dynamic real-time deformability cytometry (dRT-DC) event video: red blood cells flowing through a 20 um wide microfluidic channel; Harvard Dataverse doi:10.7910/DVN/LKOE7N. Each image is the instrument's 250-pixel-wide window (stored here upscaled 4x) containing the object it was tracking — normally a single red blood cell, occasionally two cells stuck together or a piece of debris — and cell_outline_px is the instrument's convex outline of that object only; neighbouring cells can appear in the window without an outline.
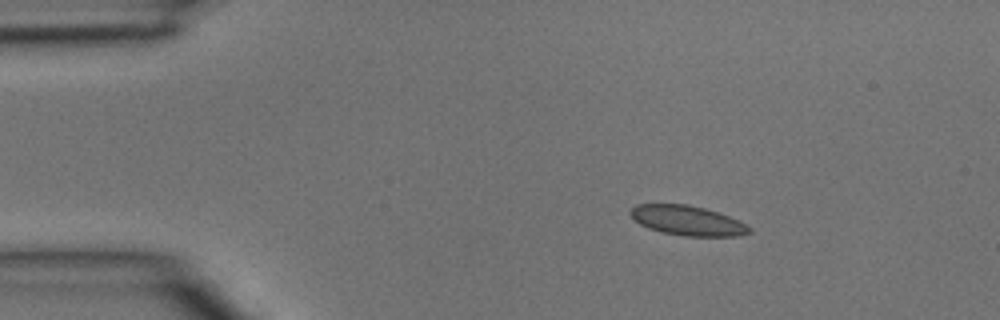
{"species": "common noctule bat (a hibernating species)", "species_latin": "Nyctalus noctula", "temperature_condition": "room temperature", "stored_images_in_passage": 2, "camera_frame_rate_fps": 3000, "um_per_image_px": 0.085, "animal": {"sex": "male", "body_mass_g": 15.6}, "frame": {"image": 1, "passage_image": 1, "time_ms": 0.0, "image_size_px": [1000, 320], "cell_outline_px": [[752, 232], [736, 236], [684, 236], [660, 232], [648, 228], [640, 224], [628, 212], [636, 204], [688, 204], [704, 208], [728, 216], [752, 228]], "centroid_in_image_um": [58.41, 18.75], "position_along_channel_um": 26.6, "area_um2": 20.46}}
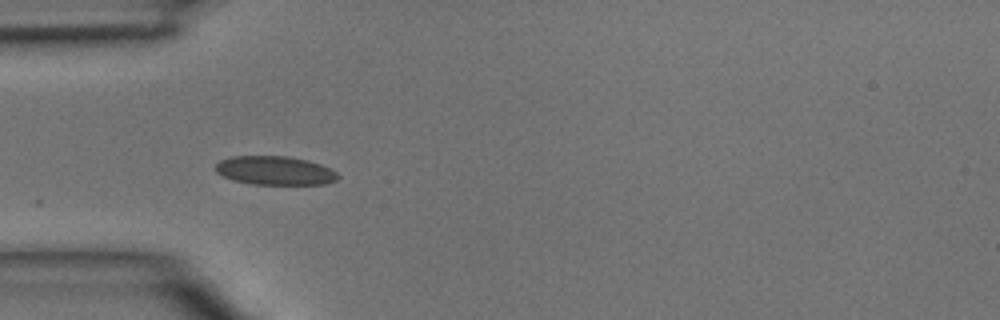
{"frame": {"image": 2, "passage_image": 2, "time_ms": 0.333, "image_size_px": [1000, 320], "cell_outline_px": [[340, 176], [336, 180], [324, 184], [252, 184], [232, 180], [216, 172], [216, 164], [220, 160], [232, 156], [288, 156], [308, 160], [320, 164], [336, 172]], "centroid_in_image_um": [23.36, 14.49], "position_along_channel_um": 61.6, "area_um2": 20.46}}